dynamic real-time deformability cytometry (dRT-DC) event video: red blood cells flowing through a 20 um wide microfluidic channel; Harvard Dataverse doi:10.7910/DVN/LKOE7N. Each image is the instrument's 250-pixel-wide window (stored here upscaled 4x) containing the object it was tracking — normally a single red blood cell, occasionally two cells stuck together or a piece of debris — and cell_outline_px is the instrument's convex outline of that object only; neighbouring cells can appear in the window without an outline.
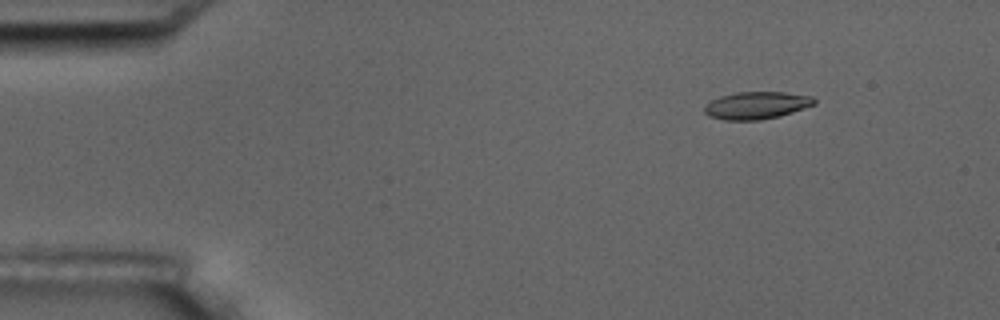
{"species": "common noctule bat (a hibernating species)", "species_latin": "Nyctalus noctula", "temperature_condition": "room temperature", "stored_images_in_passage": 4, "camera_frame_rate_fps": 3000, "um_per_image_px": 0.085, "animal": {"sex": "male", "body_mass_g": 17.5, "forearm_length_mm": 52.3}, "frame": {"image": 1, "passage_image": 2, "time_ms": 1.333, "image_size_px": [1000, 320], "cell_outline_px": [[816, 104], [780, 116], [760, 120], [724, 120], [708, 116], [704, 112], [704, 104], [720, 96], [736, 92], [784, 92], [812, 96], [816, 100]], "centroid_in_image_um": [64.29, 8.95], "position_along_channel_um": 20.7, "area_um2": 17.63}}
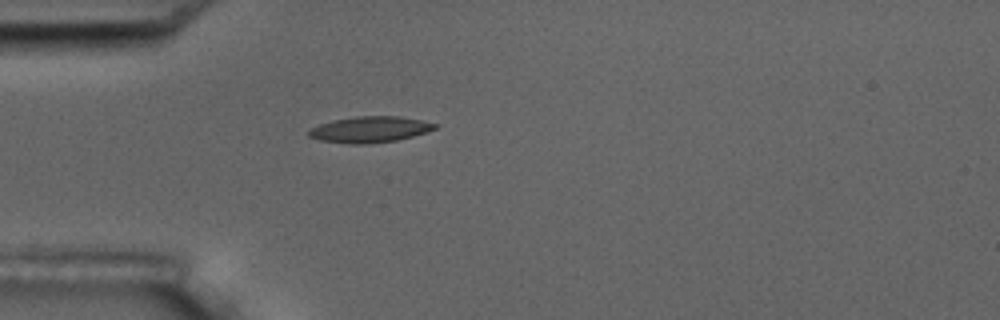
{"frame": {"image": 2, "passage_image": 4, "time_ms": 4.333, "image_size_px": [1000, 320], "cell_outline_px": [[436, 128], [412, 136], [396, 140], [364, 144], [352, 144], [320, 140], [308, 136], [308, 128], [332, 120], [356, 116], [400, 116], [420, 120], [436, 124]], "centroid_in_image_um": [31.37, 11.0], "position_along_channel_um": 53.6, "area_um2": 18.96}}